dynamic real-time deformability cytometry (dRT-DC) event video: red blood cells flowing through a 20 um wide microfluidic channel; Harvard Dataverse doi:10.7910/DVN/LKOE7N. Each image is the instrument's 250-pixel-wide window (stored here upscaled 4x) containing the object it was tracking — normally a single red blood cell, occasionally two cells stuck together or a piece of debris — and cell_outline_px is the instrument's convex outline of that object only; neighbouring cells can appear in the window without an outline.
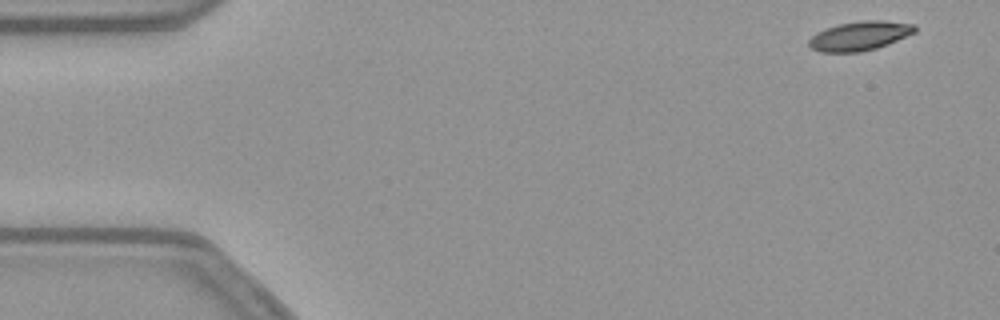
{"species": "common noctule bat (a hibernating species)", "species_latin": "Nyctalus noctula", "temperature_condition": "warm", "stored_images_in_passage": 52, "camera_frame_rate_fps": 3000, "um_per_image_px": 0.085, "animal": {"sex": "female", "body_mass_g": 21.9}, "frame": {"image": 1, "passage_image": 1, "time_ms": 0.0, "image_size_px": [1000, 320], "cell_outline_px": [[916, 32], [888, 44], [876, 48], [860, 52], [820, 52], [812, 48], [808, 44], [808, 40], [816, 32], [824, 28], [840, 24], [860, 20], [880, 20], [912, 24], [916, 28]], "centroid_in_image_um": [73.04, 3.05], "position_along_channel_um": 12.0, "area_um2": 17.98}}
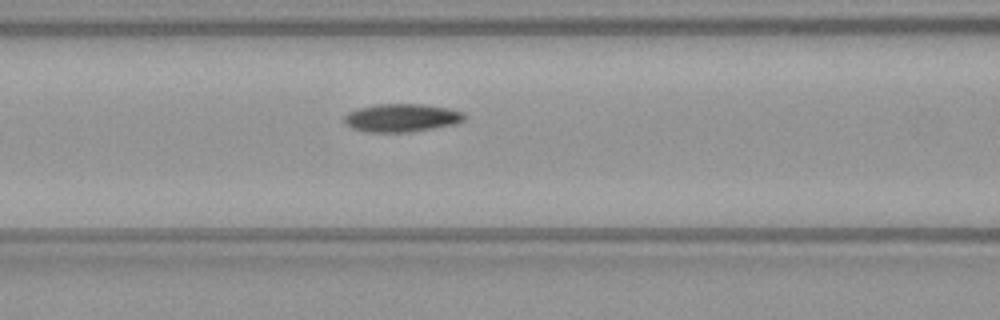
{"frame": {"image": 2, "passage_image": 20, "time_ms": 6.333, "image_size_px": [1000, 320], "cell_outline_px": [[464, 120], [456, 124], [412, 132], [364, 132], [352, 128], [344, 120], [344, 116], [348, 112], [356, 108], [376, 104], [420, 104], [448, 108], [464, 112]], "centroid_in_image_um": [34.13, 10.01], "position_along_channel_um": 132.5, "area_um2": 19.77}}
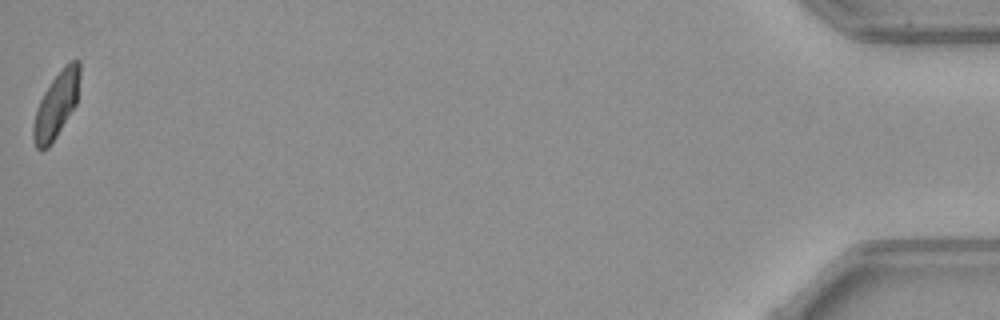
{"frame": {"image": 3, "passage_image": 52, "time_ms": 17.0, "image_size_px": [1000, 320], "cell_outline_px": [[80, 76], [76, 104], [56, 136], [48, 148], [40, 152], [36, 148], [32, 136], [32, 128], [36, 112], [40, 100], [44, 92], [52, 80], [64, 64], [72, 60], [80, 60]], "centroid_in_image_um": [4.78, 8.92], "position_along_channel_um": 430.4, "area_um2": 17.69}, "authors_computed_cell_mechanics": {"area_um2": 18.7561, "velocity_mm_per_s": 3.7861, "shape_relaxation_time_tau1_ms": 4.693, "shape_relaxation_time_tau2_ms": 4.7327, "deformation_change_tau1": 0.1479, "deformation_change_tau2": 0.1009}}